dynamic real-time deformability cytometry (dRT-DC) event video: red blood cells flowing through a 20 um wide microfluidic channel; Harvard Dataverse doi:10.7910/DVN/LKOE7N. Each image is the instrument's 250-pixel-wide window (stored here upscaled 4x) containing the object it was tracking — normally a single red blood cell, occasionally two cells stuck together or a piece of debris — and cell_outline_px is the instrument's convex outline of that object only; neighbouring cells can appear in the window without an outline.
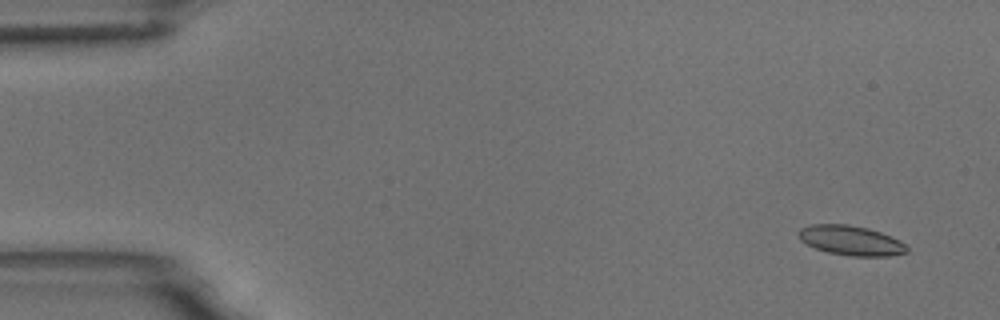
{"species": "common noctule bat (a hibernating species)", "species_latin": "Nyctalus noctula", "temperature_condition": "room temperature", "stored_images_in_passage": 11, "camera_frame_rate_fps": 3000, "um_per_image_px": 0.085, "animal": {"sex": "male", "body_mass_g": 18.8}, "frame": {"image": 1, "passage_image": 2, "time_ms": 1.0, "image_size_px": [1000, 320], "cell_outline_px": [[908, 252], [888, 256], [852, 256], [828, 252], [816, 248], [800, 240], [796, 232], [800, 228], [808, 224], [848, 224], [868, 228], [880, 232], [900, 240], [908, 248]], "centroid_in_image_um": [72.3, 20.43], "position_along_channel_um": 12.7, "area_um2": 18.79}}
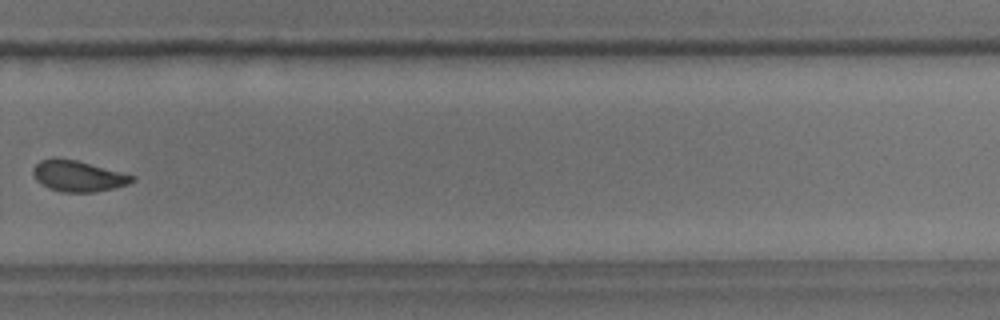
{"frame": {"image": 2, "passage_image": 11, "time_ms": 12.667, "image_size_px": [1000, 320], "cell_outline_px": [[136, 180], [128, 184], [96, 192], [60, 192], [48, 188], [36, 180], [32, 176], [32, 168], [40, 160], [76, 160], [136, 176]], "centroid_in_image_um": [6.64, 14.99], "position_along_channel_um": 323.2, "area_um2": 17.57}}